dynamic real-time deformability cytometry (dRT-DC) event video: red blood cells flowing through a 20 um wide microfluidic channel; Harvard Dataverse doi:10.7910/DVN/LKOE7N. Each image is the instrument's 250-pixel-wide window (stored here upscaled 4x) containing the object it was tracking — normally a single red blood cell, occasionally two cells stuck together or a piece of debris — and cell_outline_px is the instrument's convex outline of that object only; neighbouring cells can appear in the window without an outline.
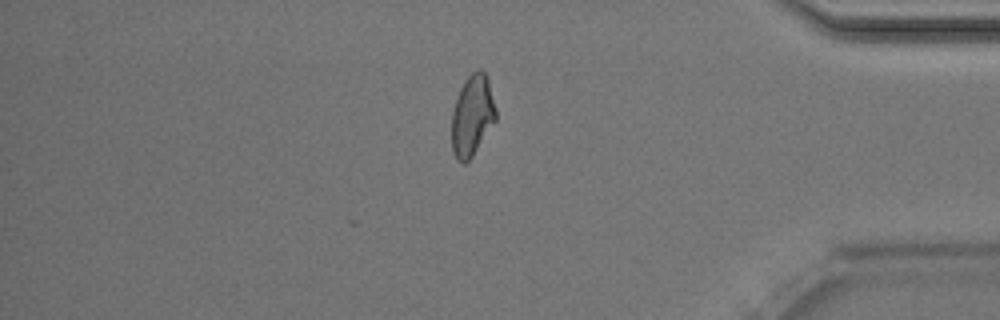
{"species": "Egyptian fruit bat (a non-hibernating species)", "species_latin": "Rousettus aegyptiacus", "temperature_condition": "room temperature", "stored_images_in_passage": 43, "camera_frame_rate_fps": 3000, "um_per_image_px": 0.085, "animal": {"sex": "male"}, "frame": {"image": 1, "passage_image": 43, "time_ms": 14.0, "image_size_px": [1000, 320], "cell_outline_px": [[496, 120], [472, 156], [464, 164], [456, 160], [452, 152], [452, 112], [460, 88], [468, 76], [476, 68], [480, 68], [484, 72], [488, 80], [496, 108]], "centroid_in_image_um": [40.13, 9.82], "position_along_channel_um": 395.1, "area_um2": 20.75}, "authors_computed_cell_mechanics": {"area_um2": 21.5016, "velocity_mm_per_s": 4.0084, "shape_relaxation_time_tau1_ms": 10.5467, "shape_relaxation_time_tau2_ms": 2.1844, "deformation_change_tau1": 0.2456, "deformation_change_tau2": 0.0953}}